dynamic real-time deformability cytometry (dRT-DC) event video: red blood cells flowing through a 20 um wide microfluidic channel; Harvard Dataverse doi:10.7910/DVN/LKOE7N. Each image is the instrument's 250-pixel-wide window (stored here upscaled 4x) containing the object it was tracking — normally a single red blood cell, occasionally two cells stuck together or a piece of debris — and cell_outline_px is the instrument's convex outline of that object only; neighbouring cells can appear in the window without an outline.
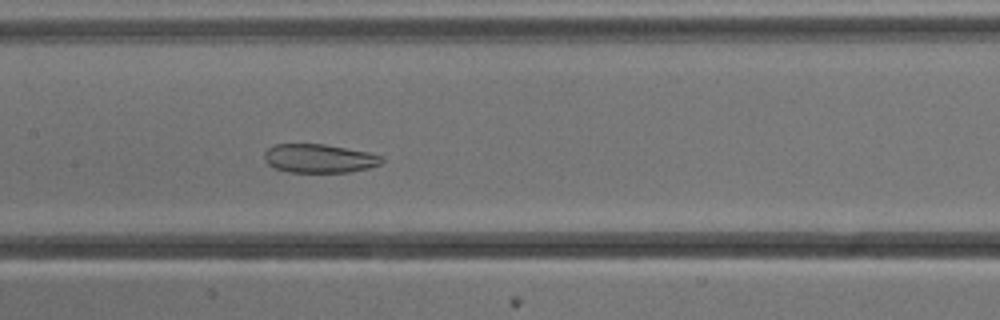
{"species": "common noctule bat (a hibernating species)", "species_latin": "Nyctalus noctula", "temperature_condition": "cold", "stored_images_in_passage": 54, "camera_frame_rate_fps": 3000, "um_per_image_px": 0.085, "animal": {"sex": "male", "body_mass_g": 13.3}, "frame": {"image": 1, "passage_image": 26, "time_ms": 8.333, "image_size_px": [1000, 320], "cell_outline_px": [[384, 160], [380, 164], [368, 168], [348, 172], [288, 172], [272, 168], [264, 160], [264, 152], [268, 148], [276, 144], [324, 144], [368, 152], [384, 156]], "centroid_in_image_um": [27.12, 13.47], "position_along_channel_um": 180.3, "area_um2": 19.77}}
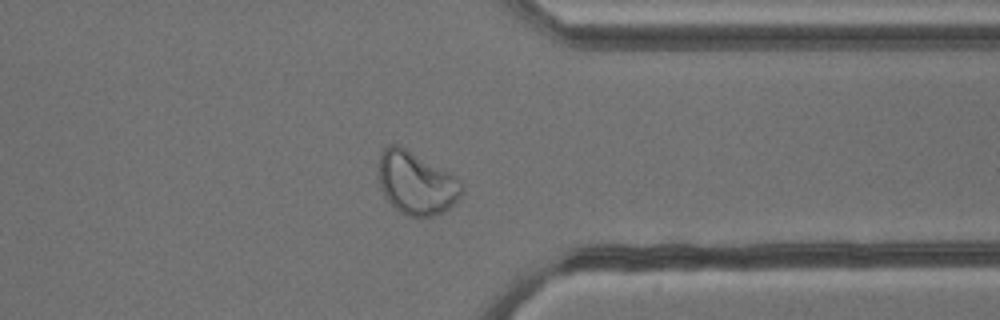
{"frame": {"image": 2, "passage_image": 42, "time_ms": 13.667, "image_size_px": [1000, 320], "cell_outline_px": [[464, 192], [444, 212], [432, 216], [408, 216], [400, 212], [384, 196], [380, 188], [380, 152], [388, 144], [396, 144], [404, 148], [456, 176], [460, 180], [464, 188]], "centroid_in_image_um": [35.39, 15.57], "position_along_channel_um": 376.0, "area_um2": 30.06}}
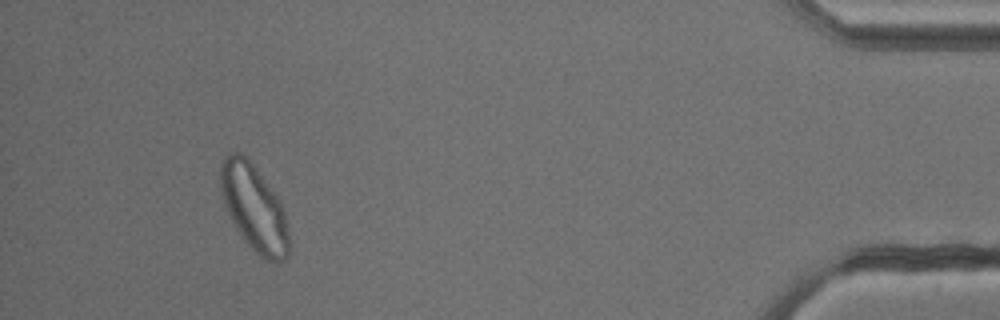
{"frame": {"image": 3, "passage_image": 50, "time_ms": 16.333, "image_size_px": [1000, 320], "cell_outline_px": [[288, 256], [284, 260], [276, 264], [272, 264], [264, 260], [244, 240], [236, 228], [224, 204], [220, 188], [220, 168], [224, 156], [232, 152], [240, 152], [248, 156], [276, 196], [284, 212], [288, 232]], "centroid_in_image_um": [21.58, 17.67], "position_along_channel_um": 413.6, "area_um2": 34.33}}